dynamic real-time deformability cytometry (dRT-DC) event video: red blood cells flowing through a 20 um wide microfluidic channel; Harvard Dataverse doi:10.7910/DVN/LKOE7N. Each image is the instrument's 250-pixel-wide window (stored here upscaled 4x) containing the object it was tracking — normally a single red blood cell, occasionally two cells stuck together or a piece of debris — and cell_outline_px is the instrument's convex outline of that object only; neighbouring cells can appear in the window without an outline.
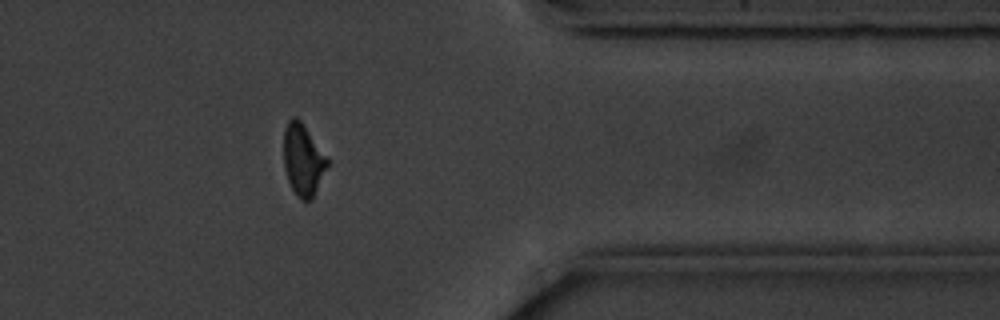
{"species": "common noctule bat (a hibernating species)", "species_latin": "Nyctalus noctula", "temperature_condition": "cold", "stored_images_in_passage": 13, "camera_frame_rate_fps": 3000, "um_per_image_px": 0.085, "animal": {"sex": "male", "body_mass_g": 20.1, "forearm_length_mm": 53.5}, "frame": {"image": 1, "passage_image": 13, "time_ms": 14.667, "image_size_px": [1000, 320], "cell_outline_px": [[328, 164], [312, 200], [300, 200], [292, 188], [288, 180], [284, 168], [284, 128], [288, 120], [292, 116], [296, 116], [300, 120], [328, 160]], "centroid_in_image_um": [25.73, 13.59], "position_along_channel_um": 385.7, "area_um2": 17.86}, "authors_computed_cell_mechanics": {"area_um2": 18.6694, "velocity_mm_per_s": 3.5378, "shape_relaxation_time_tau1_ms": 1.7314, "shape_relaxation_time_tau2_ms": null, "deformation_change_tau1": 0.087, "deformation_change_tau2": null}}